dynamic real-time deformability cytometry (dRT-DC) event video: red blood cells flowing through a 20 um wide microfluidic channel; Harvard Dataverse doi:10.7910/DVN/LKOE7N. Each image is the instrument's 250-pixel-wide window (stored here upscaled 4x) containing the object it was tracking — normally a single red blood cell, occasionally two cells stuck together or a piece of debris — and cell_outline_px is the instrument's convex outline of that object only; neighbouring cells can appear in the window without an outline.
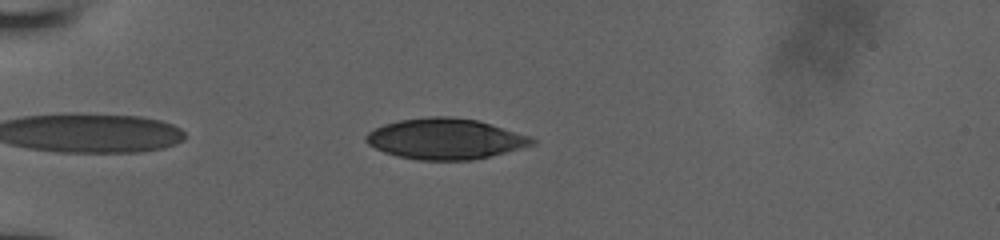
{"species": "human", "species_latin": "Homo sapiens", "temperature_condition": "room temperature", "stored_images_in_passage": 40, "camera_frame_rate_fps": 3000, "um_per_image_px": 0.085, "donor": {"sex": "male"}, "frame": {"image": 1, "passage_image": 4, "time_ms": 1.0, "image_size_px": [1000, 240], "cell_outline_px": [[536, 144], [472, 160], [420, 160], [396, 156], [384, 152], [368, 144], [364, 140], [364, 136], [368, 132], [384, 124], [400, 120], [428, 116], [448, 116], [476, 120], [532, 136], [536, 140]], "centroid_in_image_um": [37.84, 11.8], "position_along_channel_um": 47.2, "area_um2": 39.3}}
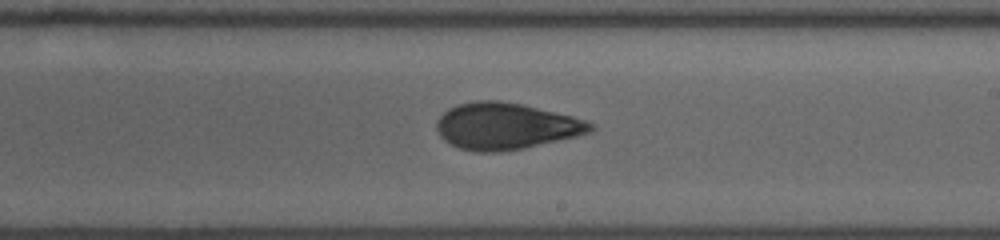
{"frame": {"image": 2, "passage_image": 21, "time_ms": 6.667, "image_size_px": [1000, 240], "cell_outline_px": [[596, 128], [580, 136], [524, 148], [500, 152], [476, 152], [460, 148], [444, 140], [440, 136], [436, 128], [436, 120], [448, 108], [460, 104], [476, 100], [500, 100], [524, 104], [572, 116], [596, 124]], "centroid_in_image_um": [43.01, 10.72], "position_along_channel_um": 246.0, "area_um2": 42.02}}
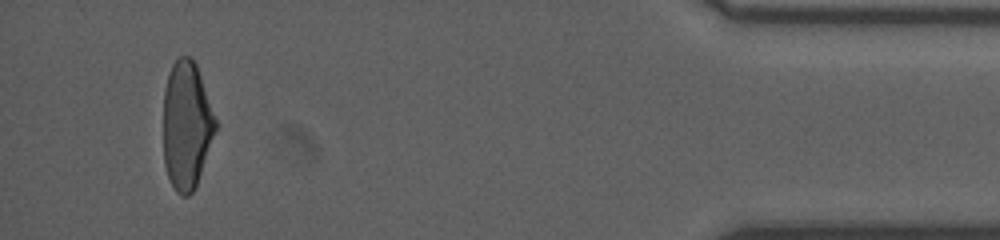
{"frame": {"image": 3, "passage_image": 38, "time_ms": 12.333, "image_size_px": [1000, 240], "cell_outline_px": [[216, 128], [196, 184], [192, 192], [188, 196], [180, 196], [176, 192], [168, 176], [164, 164], [164, 88], [168, 72], [172, 64], [180, 56], [192, 56], [196, 64], [216, 120]], "centroid_in_image_um": [15.83, 10.62], "position_along_channel_um": 419.4, "area_um2": 38.44}}